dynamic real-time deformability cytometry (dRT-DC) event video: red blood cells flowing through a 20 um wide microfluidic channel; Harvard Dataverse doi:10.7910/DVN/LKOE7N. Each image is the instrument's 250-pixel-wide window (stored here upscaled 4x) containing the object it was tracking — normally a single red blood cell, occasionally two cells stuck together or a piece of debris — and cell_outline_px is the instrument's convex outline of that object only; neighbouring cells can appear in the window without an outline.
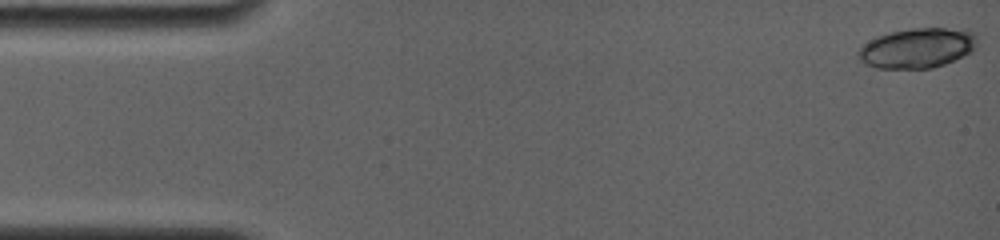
{"species": "common noctule bat (a hibernating species)", "species_latin": "Nyctalus noctula", "temperature_condition": "room temperature", "stored_images_in_passage": 26, "camera_frame_rate_fps": 4000, "um_per_image_px": 0.085, "animal": {"sex": "female", "body_mass_g": 19.0, "forearm_length_mm": 56.7}, "frame": {"image": 1, "passage_image": 1, "time_ms": 0.0, "image_size_px": [1000, 240], "cell_outline_px": [[976, 48], [972, 52], [944, 64], [932, 68], [876, 68], [864, 64], [860, 60], [860, 48], [864, 44], [876, 36], [892, 32], [912, 28], [968, 28], [976, 32]], "centroid_in_image_um": [78.04, 4.06], "position_along_channel_um": 7.0, "area_um2": 27.8}}
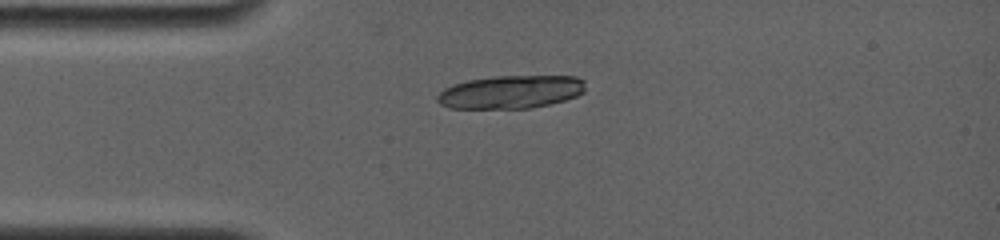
{"frame": {"image": 2, "passage_image": 22, "time_ms": 3.75, "image_size_px": [1000, 240], "cell_outline_px": [[584, 92], [576, 96], [564, 100], [532, 108], [452, 108], [440, 104], [436, 100], [436, 96], [444, 88], [452, 84], [468, 80], [492, 76], [576, 76], [584, 80]], "centroid_in_image_um": [43.39, 7.81], "position_along_channel_um": 41.6, "area_um2": 28.61}}